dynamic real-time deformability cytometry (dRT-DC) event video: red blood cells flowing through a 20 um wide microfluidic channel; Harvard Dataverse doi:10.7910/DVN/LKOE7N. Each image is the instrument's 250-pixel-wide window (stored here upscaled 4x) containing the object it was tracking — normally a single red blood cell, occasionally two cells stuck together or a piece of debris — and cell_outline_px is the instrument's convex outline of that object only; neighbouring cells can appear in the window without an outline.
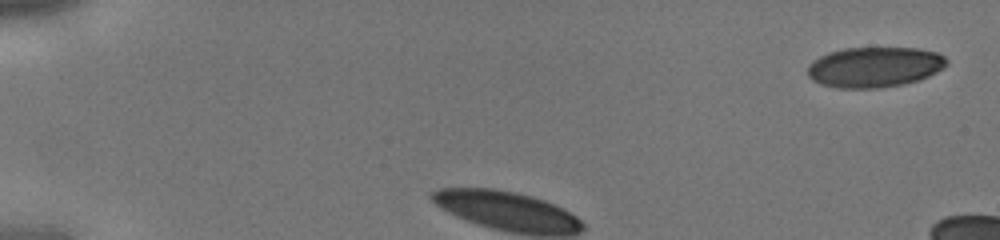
{"species": "human", "species_latin": "Homo sapiens", "temperature_condition": "cold", "stored_images_in_passage": 5, "camera_frame_rate_fps": 3000, "um_per_image_px": 0.085, "donor": {"sex": "male"}, "frame": {"image": 1, "passage_image": 1, "time_ms": 0.0, "image_size_px": [1000, 240], "cell_outline_px": [[948, 64], [936, 72], [920, 80], [904, 84], [880, 88], [840, 88], [820, 84], [812, 80], [808, 76], [808, 64], [820, 56], [828, 52], [844, 48], [916, 48], [936, 52], [944, 56], [948, 60]], "centroid_in_image_um": [74.33, 5.7], "position_along_channel_um": 10.7, "area_um2": 32.83}}
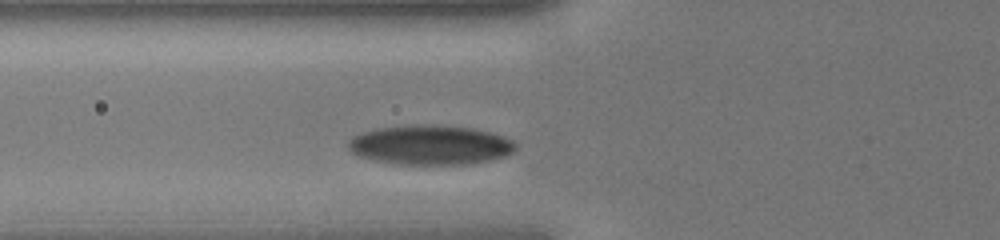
{"frame": {"image": 2, "passage_image": 5, "time_ms": 1.333, "image_size_px": [1000, 240], "cell_outline_px": [[516, 148], [508, 156], [492, 160], [472, 164], [392, 164], [360, 156], [352, 152], [348, 148], [348, 140], [352, 136], [376, 128], [412, 124], [436, 124], [472, 128], [492, 132], [504, 136], [512, 140], [516, 144]], "centroid_in_image_um": [36.61, 12.31], "position_along_channel_um": 89.2, "area_um2": 39.07}}